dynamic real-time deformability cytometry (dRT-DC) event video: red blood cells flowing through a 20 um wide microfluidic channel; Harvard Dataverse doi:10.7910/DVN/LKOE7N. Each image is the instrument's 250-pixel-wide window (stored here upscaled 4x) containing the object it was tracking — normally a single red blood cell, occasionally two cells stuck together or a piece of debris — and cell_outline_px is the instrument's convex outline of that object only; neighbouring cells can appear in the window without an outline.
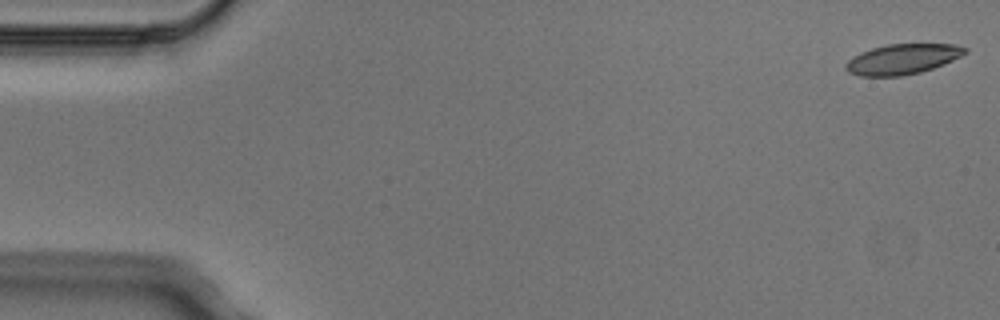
{"species": "Egyptian fruit bat (a non-hibernating species)", "species_latin": "Rousettus aegyptiacus", "temperature_condition": "cold", "stored_images_in_passage": 5, "camera_frame_rate_fps": 3000, "um_per_image_px": 0.085, "animal": {"sex": "male"}, "frame": {"image": 1, "passage_image": 1, "time_ms": 0.0, "image_size_px": [1000, 320], "cell_outline_px": [[968, 52], [944, 64], [920, 72], [900, 76], [860, 76], [848, 72], [844, 68], [844, 64], [852, 56], [860, 52], [872, 48], [888, 44], [956, 44], [968, 48]], "centroid_in_image_um": [76.69, 5.02], "position_along_channel_um": 8.3, "area_um2": 21.1}}
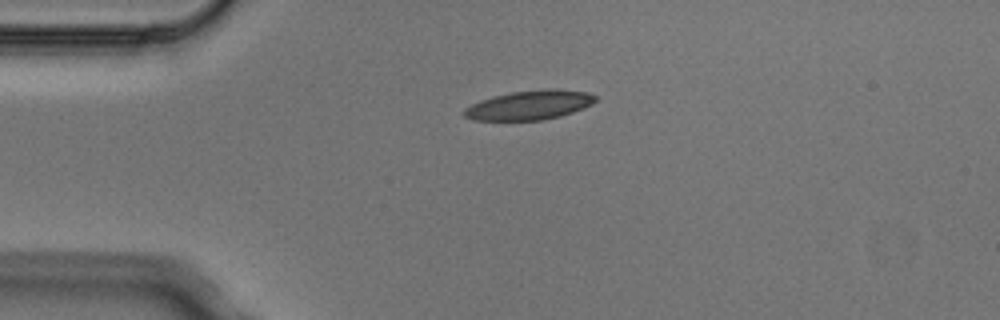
{"frame": {"image": 2, "passage_image": 4, "time_ms": 1.0, "image_size_px": [1000, 320], "cell_outline_px": [[596, 100], [592, 104], [584, 108], [560, 116], [544, 120], [472, 120], [464, 116], [464, 108], [480, 100], [492, 96], [512, 92], [548, 88], [588, 92], [596, 96]], "centroid_in_image_um": [45.0, 8.93], "position_along_channel_um": 40.0, "area_um2": 22.43}}